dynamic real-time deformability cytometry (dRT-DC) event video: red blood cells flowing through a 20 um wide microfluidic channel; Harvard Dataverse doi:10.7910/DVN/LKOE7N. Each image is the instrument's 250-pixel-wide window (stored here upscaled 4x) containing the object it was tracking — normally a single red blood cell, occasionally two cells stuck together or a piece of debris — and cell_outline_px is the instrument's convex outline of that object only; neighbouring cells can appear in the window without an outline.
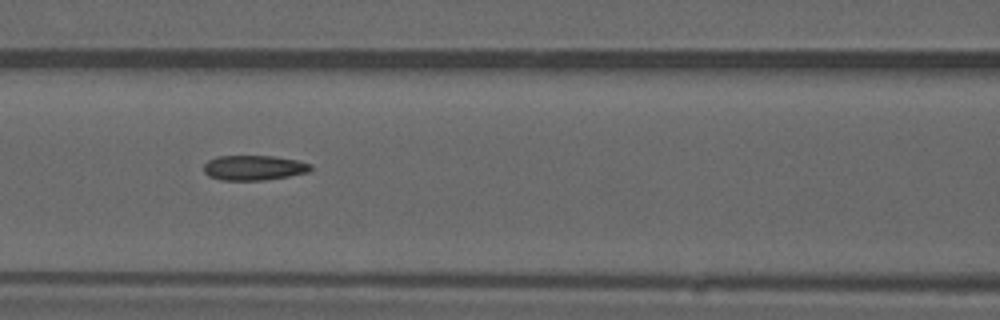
{"species": "common noctule bat (a hibernating species)", "species_latin": "Nyctalus noctula", "temperature_condition": "warm", "stored_images_in_passage": 36, "camera_frame_rate_fps": 3000, "um_per_image_px": 0.085, "animal": {"sex": "male", "forearm_length_mm": 52.5}, "frame": {"image": 1, "passage_image": 6, "time_ms": 1.667, "image_size_px": [1000, 320], "cell_outline_px": [[312, 168], [308, 172], [288, 176], [264, 180], [220, 180], [208, 176], [204, 172], [204, 164], [208, 160], [216, 156], [272, 156], [296, 160], [312, 164]], "centroid_in_image_um": [21.55, 14.26], "position_along_channel_um": 145.1, "area_um2": 15.55}}